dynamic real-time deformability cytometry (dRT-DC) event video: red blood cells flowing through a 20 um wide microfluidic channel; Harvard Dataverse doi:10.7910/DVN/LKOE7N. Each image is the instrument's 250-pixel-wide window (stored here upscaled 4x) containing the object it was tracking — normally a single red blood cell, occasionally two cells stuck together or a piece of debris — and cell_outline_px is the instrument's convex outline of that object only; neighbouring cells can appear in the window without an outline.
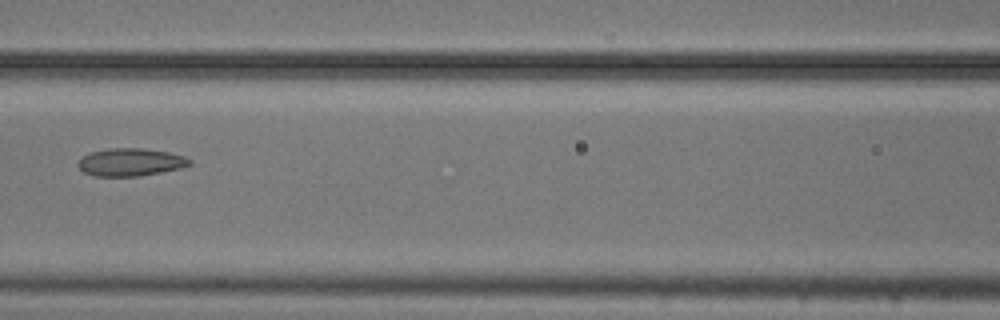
{"species": "common noctule bat (a hibernating species)", "species_latin": "Nyctalus noctula", "temperature_condition": "cold", "stored_images_in_passage": 7, "camera_frame_rate_fps": 3000, "um_per_image_px": 0.085, "animal": {"sex": "male", "body_mass_g": 20.5, "forearm_length_mm": 52.5}, "frame": {"image": 1, "passage_image": 7, "time_ms": 2.0, "image_size_px": [1000, 320], "cell_outline_px": [[192, 164], [180, 168], [140, 176], [96, 176], [84, 172], [76, 164], [80, 156], [92, 152], [108, 148], [140, 148], [168, 152], [184, 156], [192, 160]], "centroid_in_image_um": [11.07, 13.78], "position_along_channel_um": 155.5, "area_um2": 18.03}}